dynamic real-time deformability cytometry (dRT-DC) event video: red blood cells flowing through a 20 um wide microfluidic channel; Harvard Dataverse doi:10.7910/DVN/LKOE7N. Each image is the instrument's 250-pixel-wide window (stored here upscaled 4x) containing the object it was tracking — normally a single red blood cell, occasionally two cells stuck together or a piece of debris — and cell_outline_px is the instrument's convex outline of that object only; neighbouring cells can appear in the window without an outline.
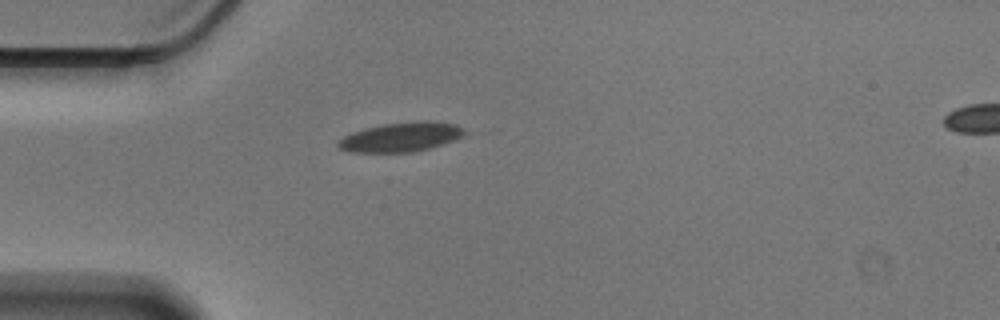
{"species": "Egyptian fruit bat (a non-hibernating species)", "species_latin": "Rousettus aegyptiacus", "temperature_condition": "cold", "stored_images_in_passage": 42, "camera_frame_rate_fps": 3000, "um_per_image_px": 0.085, "animal": {"sex": "male"}, "frame": {"image": 1, "passage_image": 1, "time_ms": 0.0, "image_size_px": [1000, 320], "cell_outline_px": [[464, 136], [456, 140], [444, 144], [412, 152], [352, 152], [340, 148], [336, 144], [344, 136], [352, 132], [364, 128], [380, 124], [420, 120], [432, 120], [456, 124], [464, 132]], "centroid_in_image_um": [34.1, 11.63], "position_along_channel_um": 50.9, "area_um2": 21.73}}
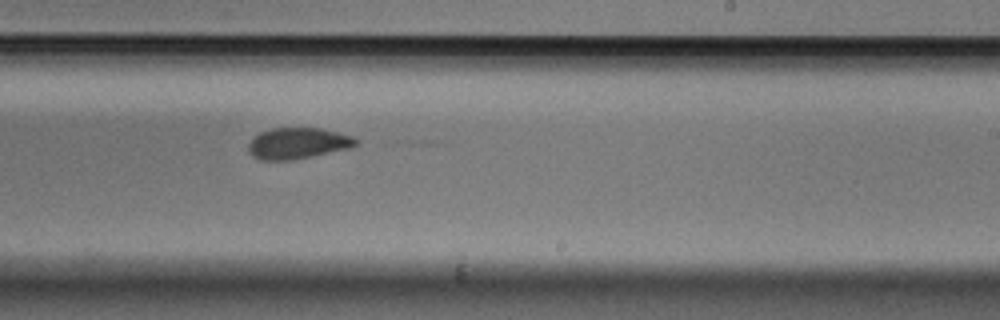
{"frame": {"image": 2, "passage_image": 20, "time_ms": 6.333, "image_size_px": [1000, 320], "cell_outline_px": [[360, 140], [352, 148], [292, 160], [260, 160], [252, 156], [248, 152], [248, 144], [252, 136], [260, 132], [272, 128], [320, 128], [352, 136]], "centroid_in_image_um": [25.29, 12.18], "position_along_channel_um": 263.7, "area_um2": 19.71}}
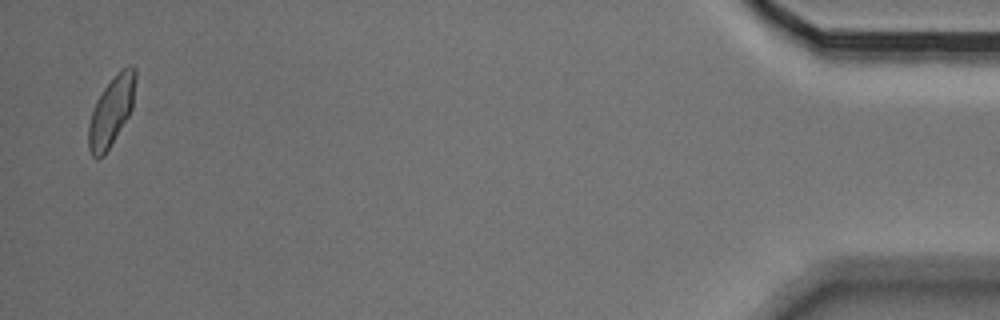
{"frame": {"image": 3, "passage_image": 41, "time_ms": 13.333, "image_size_px": [1000, 320], "cell_outline_px": [[136, 80], [132, 108], [128, 116], [104, 156], [96, 160], [92, 156], [88, 148], [88, 124], [96, 100], [104, 88], [120, 68], [128, 64], [132, 64], [136, 68]], "centroid_in_image_um": [9.47, 9.42], "position_along_channel_um": 425.7, "area_um2": 19.13}, "authors_computed_cell_mechanics": {"area_um2": 20.3456, "velocity_mm_per_s": 3.5275, "shape_relaxation_time_tau1_ms": 5.1026, "shape_relaxation_time_tau2_ms": 2.2039, "deformation_change_tau1": 0.1151, "deformation_change_tau2": 0.0698}}